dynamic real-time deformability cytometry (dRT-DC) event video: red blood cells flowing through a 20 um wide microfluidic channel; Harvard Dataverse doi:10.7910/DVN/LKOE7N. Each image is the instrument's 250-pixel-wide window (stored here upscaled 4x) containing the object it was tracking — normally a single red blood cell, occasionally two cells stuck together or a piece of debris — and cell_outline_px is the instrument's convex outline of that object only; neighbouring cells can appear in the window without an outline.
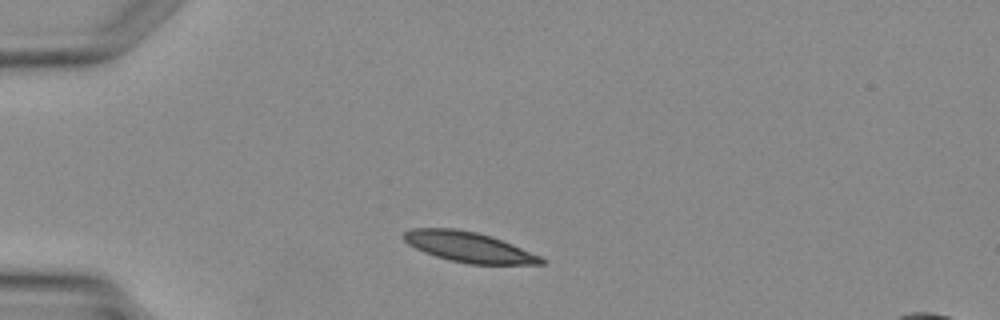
{"species": "Egyptian fruit bat (a non-hibernating species)", "species_latin": "Rousettus aegyptiacus", "temperature_condition": "warm", "stored_images_in_passage": 1, "camera_frame_rate_fps": 3000, "um_per_image_px": 0.085, "animal": {"sex": "female"}, "frame": {"image": 1, "passage_image": 1, "time_ms": 0.0, "image_size_px": [1000, 320], "cell_outline_px": [[548, 260], [544, 264], [468, 264], [436, 256], [424, 252], [408, 244], [404, 240], [404, 232], [412, 228], [456, 228], [476, 232], [492, 236], [512, 244], [540, 256]], "centroid_in_image_um": [39.86, 20.99], "position_along_channel_um": 45.1, "area_um2": 24.1}}